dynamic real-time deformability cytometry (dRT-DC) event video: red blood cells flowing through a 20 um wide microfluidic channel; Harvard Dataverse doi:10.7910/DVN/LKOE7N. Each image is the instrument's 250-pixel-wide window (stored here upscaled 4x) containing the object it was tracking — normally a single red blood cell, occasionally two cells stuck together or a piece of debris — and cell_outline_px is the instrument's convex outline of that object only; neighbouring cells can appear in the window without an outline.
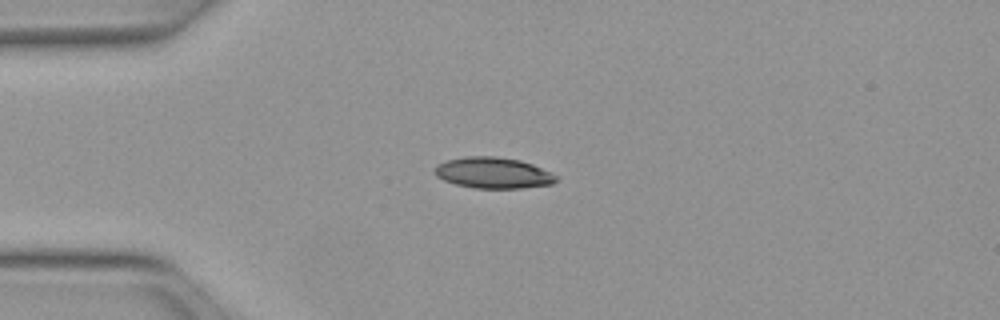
{"species": "Egyptian fruit bat (a non-hibernating species)", "species_latin": "Rousettus aegyptiacus", "temperature_condition": "warm", "stored_images_in_passage": 7, "camera_frame_rate_fps": 3000, "um_per_image_px": 0.085, "animal": {"sex": "female"}, "frame": {"image": 1, "passage_image": 1, "time_ms": 0.0, "image_size_px": [1000, 320], "cell_outline_px": [[556, 180], [552, 184], [520, 188], [476, 188], [456, 184], [444, 180], [436, 176], [432, 168], [436, 164], [444, 160], [464, 156], [496, 156], [520, 160], [532, 164], [556, 176]], "centroid_in_image_um": [41.83, 14.68], "position_along_channel_um": 43.2, "area_um2": 21.96}}
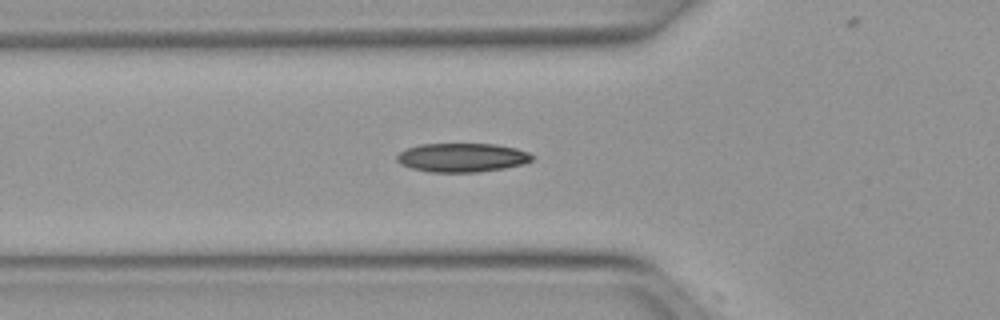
{"frame": {"image": 2, "passage_image": 6, "time_ms": 1.667, "image_size_px": [1000, 320], "cell_outline_px": [[532, 160], [520, 164], [504, 168], [476, 172], [428, 172], [412, 168], [400, 164], [396, 160], [396, 156], [400, 152], [408, 148], [420, 144], [496, 144], [516, 148], [528, 152], [532, 156]], "centroid_in_image_um": [39.24, 13.39], "position_along_channel_um": 86.6, "area_um2": 22.6}}